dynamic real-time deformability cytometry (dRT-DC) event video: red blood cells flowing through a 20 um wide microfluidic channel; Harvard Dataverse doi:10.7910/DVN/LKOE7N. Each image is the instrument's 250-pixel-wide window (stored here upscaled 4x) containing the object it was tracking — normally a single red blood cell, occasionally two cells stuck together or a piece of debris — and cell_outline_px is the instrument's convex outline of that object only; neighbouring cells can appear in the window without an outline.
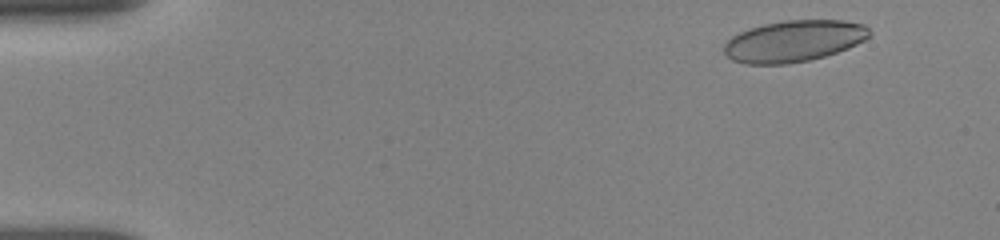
{"species": "human", "species_latin": "Homo sapiens", "temperature_condition": "room temperature", "stored_images_in_passage": 9, "camera_frame_rate_fps": 3000, "um_per_image_px": 0.085, "donor": {"sex": "female"}, "frame": {"image": 1, "passage_image": 2, "time_ms": 1.0, "image_size_px": [1000, 240], "cell_outline_px": [[872, 32], [864, 40], [848, 48], [824, 56], [808, 60], [788, 64], [744, 64], [732, 60], [724, 52], [724, 44], [732, 36], [740, 32], [764, 24], [784, 20], [844, 20], [864, 24]], "centroid_in_image_um": [67.48, 3.49], "position_along_channel_um": 17.5, "area_um2": 35.03}}
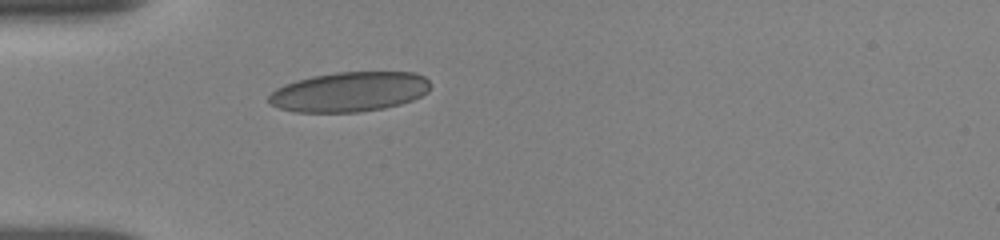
{"frame": {"image": 2, "passage_image": 7, "time_ms": 4.667, "image_size_px": [1000, 240], "cell_outline_px": [[432, 84], [428, 92], [412, 100], [400, 104], [384, 108], [360, 112], [292, 112], [268, 104], [268, 96], [276, 88], [284, 84], [296, 80], [312, 76], [336, 72], [416, 72], [424, 76]], "centroid_in_image_um": [29.69, 7.8], "position_along_channel_um": 55.3, "area_um2": 37.8}}
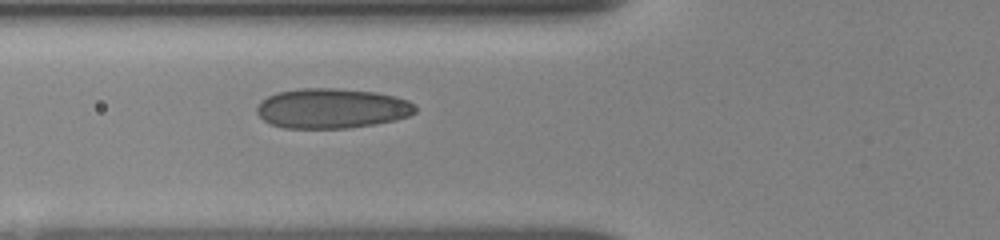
{"frame": {"image": 3, "passage_image": 9, "time_ms": 6.0, "image_size_px": [1000, 240], "cell_outline_px": [[416, 112], [408, 116], [396, 120], [348, 128], [284, 128], [272, 124], [264, 120], [256, 112], [256, 108], [260, 100], [268, 96], [280, 92], [300, 88], [336, 88], [376, 92], [396, 96], [408, 100], [416, 104]], "centroid_in_image_um": [28.22, 9.21], "position_along_channel_um": 97.6, "area_um2": 36.99}}